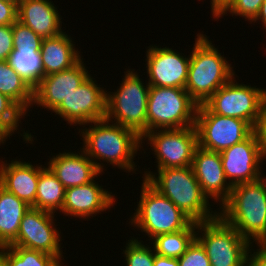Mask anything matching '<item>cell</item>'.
I'll return each instance as SVG.
<instances>
[{
    "label": "cell",
    "mask_w": 266,
    "mask_h": 266,
    "mask_svg": "<svg viewBox=\"0 0 266 266\" xmlns=\"http://www.w3.org/2000/svg\"><path fill=\"white\" fill-rule=\"evenodd\" d=\"M4 1L12 2V3L16 4L17 6H18L19 3L21 2V0H4Z\"/></svg>",
    "instance_id": "cell-43"
},
{
    "label": "cell",
    "mask_w": 266,
    "mask_h": 266,
    "mask_svg": "<svg viewBox=\"0 0 266 266\" xmlns=\"http://www.w3.org/2000/svg\"><path fill=\"white\" fill-rule=\"evenodd\" d=\"M132 70L124 72L122 83L115 92H106L105 119L130 128L142 137L147 133V99L150 85L145 82V86L143 79Z\"/></svg>",
    "instance_id": "cell-5"
},
{
    "label": "cell",
    "mask_w": 266,
    "mask_h": 266,
    "mask_svg": "<svg viewBox=\"0 0 266 266\" xmlns=\"http://www.w3.org/2000/svg\"><path fill=\"white\" fill-rule=\"evenodd\" d=\"M157 171L158 174L144 171L142 178L170 199L193 222L210 221L219 216V211L211 210L210 199L203 193L191 166Z\"/></svg>",
    "instance_id": "cell-3"
},
{
    "label": "cell",
    "mask_w": 266,
    "mask_h": 266,
    "mask_svg": "<svg viewBox=\"0 0 266 266\" xmlns=\"http://www.w3.org/2000/svg\"><path fill=\"white\" fill-rule=\"evenodd\" d=\"M114 195L95 180L85 185L69 187L65 191L61 212L65 216L89 219L90 216L110 209L116 202Z\"/></svg>",
    "instance_id": "cell-18"
},
{
    "label": "cell",
    "mask_w": 266,
    "mask_h": 266,
    "mask_svg": "<svg viewBox=\"0 0 266 266\" xmlns=\"http://www.w3.org/2000/svg\"><path fill=\"white\" fill-rule=\"evenodd\" d=\"M106 119L91 122L89 128H79L82 136L85 154L94 162L97 170L102 174L104 165L110 163L124 171H136L134 157L139 148H143L141 137L132 129L111 123ZM94 124V125H93ZM82 130V131H81ZM81 131V132H80Z\"/></svg>",
    "instance_id": "cell-1"
},
{
    "label": "cell",
    "mask_w": 266,
    "mask_h": 266,
    "mask_svg": "<svg viewBox=\"0 0 266 266\" xmlns=\"http://www.w3.org/2000/svg\"><path fill=\"white\" fill-rule=\"evenodd\" d=\"M191 167L203 193L208 199L219 201L221 207L228 200L232 186L226 180L220 153L198 146Z\"/></svg>",
    "instance_id": "cell-17"
},
{
    "label": "cell",
    "mask_w": 266,
    "mask_h": 266,
    "mask_svg": "<svg viewBox=\"0 0 266 266\" xmlns=\"http://www.w3.org/2000/svg\"><path fill=\"white\" fill-rule=\"evenodd\" d=\"M195 128L198 146L219 153L244 141L255 131L247 121L212 113L204 104L198 105Z\"/></svg>",
    "instance_id": "cell-10"
},
{
    "label": "cell",
    "mask_w": 266,
    "mask_h": 266,
    "mask_svg": "<svg viewBox=\"0 0 266 266\" xmlns=\"http://www.w3.org/2000/svg\"><path fill=\"white\" fill-rule=\"evenodd\" d=\"M196 36L190 52L185 90L201 105L235 76V71L205 34L198 33Z\"/></svg>",
    "instance_id": "cell-4"
},
{
    "label": "cell",
    "mask_w": 266,
    "mask_h": 266,
    "mask_svg": "<svg viewBox=\"0 0 266 266\" xmlns=\"http://www.w3.org/2000/svg\"><path fill=\"white\" fill-rule=\"evenodd\" d=\"M26 113L9 97L0 93V145L18 130ZM20 121V122H19Z\"/></svg>",
    "instance_id": "cell-29"
},
{
    "label": "cell",
    "mask_w": 266,
    "mask_h": 266,
    "mask_svg": "<svg viewBox=\"0 0 266 266\" xmlns=\"http://www.w3.org/2000/svg\"><path fill=\"white\" fill-rule=\"evenodd\" d=\"M198 104L184 88L150 86L147 132L195 126Z\"/></svg>",
    "instance_id": "cell-7"
},
{
    "label": "cell",
    "mask_w": 266,
    "mask_h": 266,
    "mask_svg": "<svg viewBox=\"0 0 266 266\" xmlns=\"http://www.w3.org/2000/svg\"><path fill=\"white\" fill-rule=\"evenodd\" d=\"M83 58L71 68L43 76L34 88L33 105L52 112L90 76Z\"/></svg>",
    "instance_id": "cell-16"
},
{
    "label": "cell",
    "mask_w": 266,
    "mask_h": 266,
    "mask_svg": "<svg viewBox=\"0 0 266 266\" xmlns=\"http://www.w3.org/2000/svg\"><path fill=\"white\" fill-rule=\"evenodd\" d=\"M146 68L150 86L184 88L188 78L190 56H182L169 47L149 46Z\"/></svg>",
    "instance_id": "cell-15"
},
{
    "label": "cell",
    "mask_w": 266,
    "mask_h": 266,
    "mask_svg": "<svg viewBox=\"0 0 266 266\" xmlns=\"http://www.w3.org/2000/svg\"><path fill=\"white\" fill-rule=\"evenodd\" d=\"M0 160V185L16 197L33 207L35 204L39 165L31 162L12 160L11 163Z\"/></svg>",
    "instance_id": "cell-20"
},
{
    "label": "cell",
    "mask_w": 266,
    "mask_h": 266,
    "mask_svg": "<svg viewBox=\"0 0 266 266\" xmlns=\"http://www.w3.org/2000/svg\"><path fill=\"white\" fill-rule=\"evenodd\" d=\"M134 238L128 240L123 250L126 266H154V248L152 250L150 244L146 246Z\"/></svg>",
    "instance_id": "cell-30"
},
{
    "label": "cell",
    "mask_w": 266,
    "mask_h": 266,
    "mask_svg": "<svg viewBox=\"0 0 266 266\" xmlns=\"http://www.w3.org/2000/svg\"><path fill=\"white\" fill-rule=\"evenodd\" d=\"M235 79L233 76L204 105L212 113L245 120L256 129L266 97V89L239 84Z\"/></svg>",
    "instance_id": "cell-9"
},
{
    "label": "cell",
    "mask_w": 266,
    "mask_h": 266,
    "mask_svg": "<svg viewBox=\"0 0 266 266\" xmlns=\"http://www.w3.org/2000/svg\"><path fill=\"white\" fill-rule=\"evenodd\" d=\"M178 266H211L205 249L195 239L186 252L178 258Z\"/></svg>",
    "instance_id": "cell-33"
},
{
    "label": "cell",
    "mask_w": 266,
    "mask_h": 266,
    "mask_svg": "<svg viewBox=\"0 0 266 266\" xmlns=\"http://www.w3.org/2000/svg\"><path fill=\"white\" fill-rule=\"evenodd\" d=\"M197 223L192 222L186 229L158 235L153 238L155 254L169 258H179L196 239Z\"/></svg>",
    "instance_id": "cell-26"
},
{
    "label": "cell",
    "mask_w": 266,
    "mask_h": 266,
    "mask_svg": "<svg viewBox=\"0 0 266 266\" xmlns=\"http://www.w3.org/2000/svg\"><path fill=\"white\" fill-rule=\"evenodd\" d=\"M30 207L0 185V248L17 238L20 222Z\"/></svg>",
    "instance_id": "cell-23"
},
{
    "label": "cell",
    "mask_w": 266,
    "mask_h": 266,
    "mask_svg": "<svg viewBox=\"0 0 266 266\" xmlns=\"http://www.w3.org/2000/svg\"><path fill=\"white\" fill-rule=\"evenodd\" d=\"M18 6L12 2L0 0V25H13L17 20Z\"/></svg>",
    "instance_id": "cell-35"
},
{
    "label": "cell",
    "mask_w": 266,
    "mask_h": 266,
    "mask_svg": "<svg viewBox=\"0 0 266 266\" xmlns=\"http://www.w3.org/2000/svg\"><path fill=\"white\" fill-rule=\"evenodd\" d=\"M233 0H211L212 16L216 19Z\"/></svg>",
    "instance_id": "cell-38"
},
{
    "label": "cell",
    "mask_w": 266,
    "mask_h": 266,
    "mask_svg": "<svg viewBox=\"0 0 266 266\" xmlns=\"http://www.w3.org/2000/svg\"><path fill=\"white\" fill-rule=\"evenodd\" d=\"M220 209L219 216L243 238L257 245L266 244L265 175L254 182L232 186L228 200Z\"/></svg>",
    "instance_id": "cell-2"
},
{
    "label": "cell",
    "mask_w": 266,
    "mask_h": 266,
    "mask_svg": "<svg viewBox=\"0 0 266 266\" xmlns=\"http://www.w3.org/2000/svg\"><path fill=\"white\" fill-rule=\"evenodd\" d=\"M14 48L41 50L43 38L37 35L31 28L16 20L12 25Z\"/></svg>",
    "instance_id": "cell-31"
},
{
    "label": "cell",
    "mask_w": 266,
    "mask_h": 266,
    "mask_svg": "<svg viewBox=\"0 0 266 266\" xmlns=\"http://www.w3.org/2000/svg\"><path fill=\"white\" fill-rule=\"evenodd\" d=\"M66 188L49 167L39 166V179L33 208L55 213L62 210Z\"/></svg>",
    "instance_id": "cell-25"
},
{
    "label": "cell",
    "mask_w": 266,
    "mask_h": 266,
    "mask_svg": "<svg viewBox=\"0 0 266 266\" xmlns=\"http://www.w3.org/2000/svg\"><path fill=\"white\" fill-rule=\"evenodd\" d=\"M8 61L13 69L33 88L43 77L41 54L36 49L15 48Z\"/></svg>",
    "instance_id": "cell-27"
},
{
    "label": "cell",
    "mask_w": 266,
    "mask_h": 266,
    "mask_svg": "<svg viewBox=\"0 0 266 266\" xmlns=\"http://www.w3.org/2000/svg\"><path fill=\"white\" fill-rule=\"evenodd\" d=\"M7 266H51L57 258L51 254L21 246H5Z\"/></svg>",
    "instance_id": "cell-28"
},
{
    "label": "cell",
    "mask_w": 266,
    "mask_h": 266,
    "mask_svg": "<svg viewBox=\"0 0 266 266\" xmlns=\"http://www.w3.org/2000/svg\"><path fill=\"white\" fill-rule=\"evenodd\" d=\"M142 181L140 200L130 222L145 232L149 241L158 235L186 229L193 222L170 199L145 179Z\"/></svg>",
    "instance_id": "cell-6"
},
{
    "label": "cell",
    "mask_w": 266,
    "mask_h": 266,
    "mask_svg": "<svg viewBox=\"0 0 266 266\" xmlns=\"http://www.w3.org/2000/svg\"><path fill=\"white\" fill-rule=\"evenodd\" d=\"M262 2L263 0H233L216 19L230 12L232 16H242L252 23L259 13Z\"/></svg>",
    "instance_id": "cell-32"
},
{
    "label": "cell",
    "mask_w": 266,
    "mask_h": 266,
    "mask_svg": "<svg viewBox=\"0 0 266 266\" xmlns=\"http://www.w3.org/2000/svg\"><path fill=\"white\" fill-rule=\"evenodd\" d=\"M61 19L51 0H21L18 5L17 20L41 38H52L63 33Z\"/></svg>",
    "instance_id": "cell-21"
},
{
    "label": "cell",
    "mask_w": 266,
    "mask_h": 266,
    "mask_svg": "<svg viewBox=\"0 0 266 266\" xmlns=\"http://www.w3.org/2000/svg\"><path fill=\"white\" fill-rule=\"evenodd\" d=\"M0 93L12 99L26 114L33 106L34 88L10 65L0 61Z\"/></svg>",
    "instance_id": "cell-24"
},
{
    "label": "cell",
    "mask_w": 266,
    "mask_h": 266,
    "mask_svg": "<svg viewBox=\"0 0 266 266\" xmlns=\"http://www.w3.org/2000/svg\"><path fill=\"white\" fill-rule=\"evenodd\" d=\"M196 240L205 249L211 266H246V256L253 245L220 216L198 222Z\"/></svg>",
    "instance_id": "cell-8"
},
{
    "label": "cell",
    "mask_w": 266,
    "mask_h": 266,
    "mask_svg": "<svg viewBox=\"0 0 266 266\" xmlns=\"http://www.w3.org/2000/svg\"><path fill=\"white\" fill-rule=\"evenodd\" d=\"M14 49L12 25H0V61L9 60Z\"/></svg>",
    "instance_id": "cell-34"
},
{
    "label": "cell",
    "mask_w": 266,
    "mask_h": 266,
    "mask_svg": "<svg viewBox=\"0 0 266 266\" xmlns=\"http://www.w3.org/2000/svg\"><path fill=\"white\" fill-rule=\"evenodd\" d=\"M66 32L52 38H43L41 60L43 76L61 72L75 65L82 56Z\"/></svg>",
    "instance_id": "cell-22"
},
{
    "label": "cell",
    "mask_w": 266,
    "mask_h": 266,
    "mask_svg": "<svg viewBox=\"0 0 266 266\" xmlns=\"http://www.w3.org/2000/svg\"><path fill=\"white\" fill-rule=\"evenodd\" d=\"M143 139H147L146 142L152 147L158 169L191 166L198 147L195 126L149 131L141 137V141Z\"/></svg>",
    "instance_id": "cell-11"
},
{
    "label": "cell",
    "mask_w": 266,
    "mask_h": 266,
    "mask_svg": "<svg viewBox=\"0 0 266 266\" xmlns=\"http://www.w3.org/2000/svg\"><path fill=\"white\" fill-rule=\"evenodd\" d=\"M220 155L226 180L231 186L254 182L264 176L260 171L266 157L256 131L244 141L223 150Z\"/></svg>",
    "instance_id": "cell-14"
},
{
    "label": "cell",
    "mask_w": 266,
    "mask_h": 266,
    "mask_svg": "<svg viewBox=\"0 0 266 266\" xmlns=\"http://www.w3.org/2000/svg\"><path fill=\"white\" fill-rule=\"evenodd\" d=\"M0 266H7L6 265V260L4 257V247L0 248Z\"/></svg>",
    "instance_id": "cell-41"
},
{
    "label": "cell",
    "mask_w": 266,
    "mask_h": 266,
    "mask_svg": "<svg viewBox=\"0 0 266 266\" xmlns=\"http://www.w3.org/2000/svg\"><path fill=\"white\" fill-rule=\"evenodd\" d=\"M154 266H178V259L155 254Z\"/></svg>",
    "instance_id": "cell-39"
},
{
    "label": "cell",
    "mask_w": 266,
    "mask_h": 266,
    "mask_svg": "<svg viewBox=\"0 0 266 266\" xmlns=\"http://www.w3.org/2000/svg\"><path fill=\"white\" fill-rule=\"evenodd\" d=\"M255 131L258 134L263 155L266 157V97L262 105L260 119Z\"/></svg>",
    "instance_id": "cell-37"
},
{
    "label": "cell",
    "mask_w": 266,
    "mask_h": 266,
    "mask_svg": "<svg viewBox=\"0 0 266 266\" xmlns=\"http://www.w3.org/2000/svg\"><path fill=\"white\" fill-rule=\"evenodd\" d=\"M258 20L262 21V26L266 29V0H263L259 13L252 22L255 23Z\"/></svg>",
    "instance_id": "cell-40"
},
{
    "label": "cell",
    "mask_w": 266,
    "mask_h": 266,
    "mask_svg": "<svg viewBox=\"0 0 266 266\" xmlns=\"http://www.w3.org/2000/svg\"><path fill=\"white\" fill-rule=\"evenodd\" d=\"M62 260V258L57 259L51 266H63Z\"/></svg>",
    "instance_id": "cell-42"
},
{
    "label": "cell",
    "mask_w": 266,
    "mask_h": 266,
    "mask_svg": "<svg viewBox=\"0 0 266 266\" xmlns=\"http://www.w3.org/2000/svg\"><path fill=\"white\" fill-rule=\"evenodd\" d=\"M80 150L78 153H73L71 150L59 153L51 157L47 163L65 188L88 184L101 174L94 162L81 148Z\"/></svg>",
    "instance_id": "cell-19"
},
{
    "label": "cell",
    "mask_w": 266,
    "mask_h": 266,
    "mask_svg": "<svg viewBox=\"0 0 266 266\" xmlns=\"http://www.w3.org/2000/svg\"><path fill=\"white\" fill-rule=\"evenodd\" d=\"M54 217L53 213L30 207L20 222L17 238L9 246H21L51 254L57 259L63 258L61 232L56 228Z\"/></svg>",
    "instance_id": "cell-12"
},
{
    "label": "cell",
    "mask_w": 266,
    "mask_h": 266,
    "mask_svg": "<svg viewBox=\"0 0 266 266\" xmlns=\"http://www.w3.org/2000/svg\"><path fill=\"white\" fill-rule=\"evenodd\" d=\"M257 247L259 249H256V251L249 248L246 256V266H266V245H257Z\"/></svg>",
    "instance_id": "cell-36"
},
{
    "label": "cell",
    "mask_w": 266,
    "mask_h": 266,
    "mask_svg": "<svg viewBox=\"0 0 266 266\" xmlns=\"http://www.w3.org/2000/svg\"><path fill=\"white\" fill-rule=\"evenodd\" d=\"M94 80L89 76L53 113L55 112L70 125H84L83 127L91 122L105 119L107 91Z\"/></svg>",
    "instance_id": "cell-13"
}]
</instances>
